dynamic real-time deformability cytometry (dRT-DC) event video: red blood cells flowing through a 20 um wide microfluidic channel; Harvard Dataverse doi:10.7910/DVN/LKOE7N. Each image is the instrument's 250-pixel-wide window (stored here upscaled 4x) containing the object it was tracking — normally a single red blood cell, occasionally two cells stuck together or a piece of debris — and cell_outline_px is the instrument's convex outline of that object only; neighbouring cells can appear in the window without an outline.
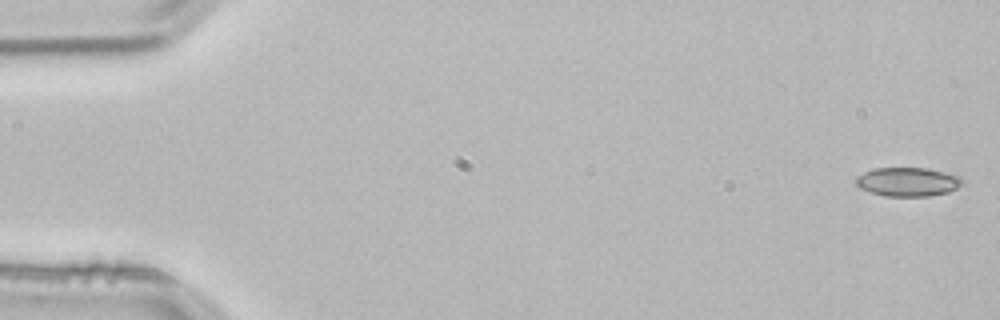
{"species": "common noctule bat (a hibernating species)", "species_latin": "Nyctalus noctula", "temperature_condition": "room temperature", "stored_images_in_passage": 4, "camera_frame_rate_fps": 3000, "um_per_image_px": 0.085, "animal": {"sex": "male", "body_mass_g": 21.5, "forearm_length_mm": 52.0}, "frame": {"image": 1, "passage_image": 1, "time_ms": 0.0, "image_size_px": [1000, 320], "cell_outline_px": [[964, 184], [948, 192], [928, 196], [884, 196], [860, 188], [856, 184], [856, 176], [864, 172], [876, 168], [928, 168], [960, 176], [964, 180]], "centroid_in_image_um": [77.18, 15.45], "position_along_channel_um": 7.8, "area_um2": 17.92}}
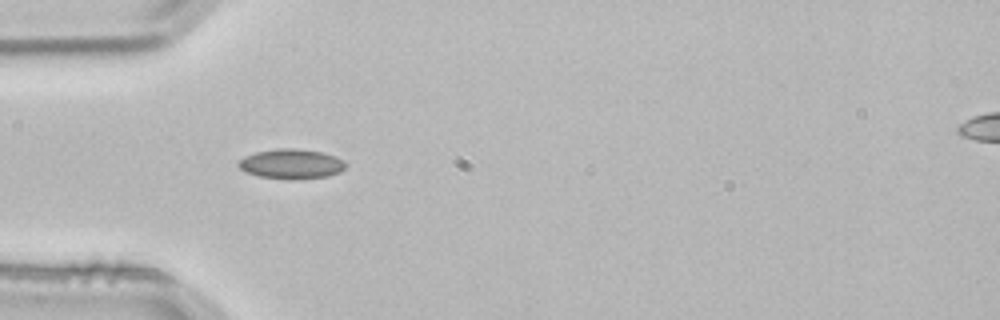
{"frame": {"image": 2, "passage_image": 4, "time_ms": 1.0, "image_size_px": [1000, 320], "cell_outline_px": [[344, 168], [340, 172], [328, 176], [296, 180], [292, 180], [260, 176], [244, 172], [236, 164], [244, 156], [256, 152], [276, 148], [296, 148], [324, 152], [336, 156], [344, 160]], "centroid_in_image_um": [24.76, 13.93], "position_along_channel_um": 60.2, "area_um2": 18.84}}